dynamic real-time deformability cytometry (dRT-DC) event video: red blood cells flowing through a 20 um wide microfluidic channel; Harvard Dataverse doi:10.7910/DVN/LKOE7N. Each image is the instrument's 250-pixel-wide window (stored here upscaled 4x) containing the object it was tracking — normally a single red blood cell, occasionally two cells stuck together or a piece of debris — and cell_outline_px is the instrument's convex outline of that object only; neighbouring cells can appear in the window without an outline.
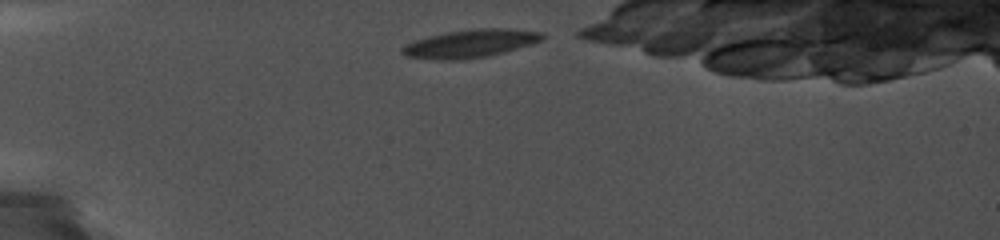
{"species": "common noctule bat (a hibernating species)", "species_latin": "Nyctalus noctula", "temperature_condition": "cold", "stored_images_in_passage": 21, "camera_frame_rate_fps": 5000, "um_per_image_px": 0.085, "animal": {"sex": "female", "body_mass_g": 19.0, "forearm_length_mm": 56.7}, "frame": {"image": 1, "passage_image": 1, "time_ms": 0.0, "image_size_px": [1000, 240], "cell_outline_px": [[548, 36], [544, 40], [532, 44], [504, 52], [488, 56], [464, 60], [436, 60], [404, 56], [400, 52], [400, 48], [404, 44], [428, 36], [448, 32], [476, 28], [508, 28], [544, 32]], "centroid_in_image_um": [40.01, 3.7], "position_along_channel_um": 45.0, "area_um2": 23.35}}
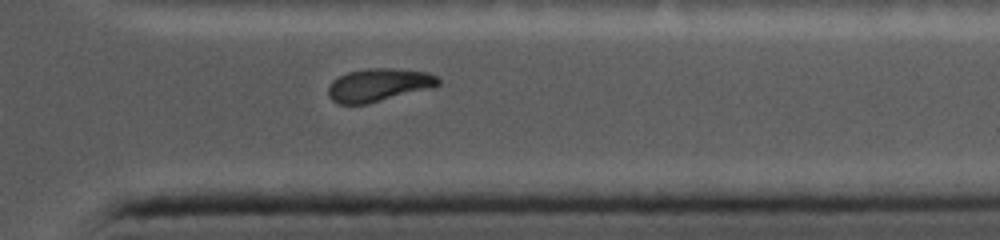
{"frame": {"image": 2, "passage_image": 18, "time_ms": 10.0, "image_size_px": [1000, 240], "cell_outline_px": [[440, 84], [432, 88], [368, 104], [340, 104], [332, 100], [328, 96], [328, 88], [332, 80], [348, 72], [368, 68], [392, 68], [428, 72], [436, 76], [440, 80]], "centroid_in_image_um": [32.19, 7.23], "position_along_channel_um": 379.2, "area_um2": 21.27}}
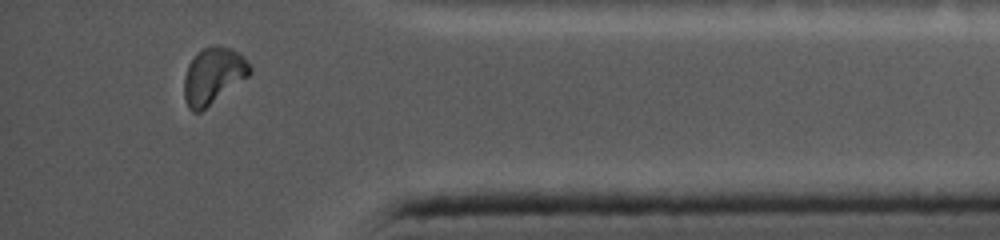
{"frame": {"image": 3, "passage_image": 20, "time_ms": 11.2, "image_size_px": [1000, 240], "cell_outline_px": [[252, 72], [248, 76], [200, 112], [192, 112], [188, 108], [184, 100], [184, 76], [188, 64], [196, 52], [212, 44], [216, 44], [232, 48], [244, 56], [252, 68]], "centroid_in_image_um": [18.11, 6.41], "position_along_channel_um": 417.1, "area_um2": 21.79}}